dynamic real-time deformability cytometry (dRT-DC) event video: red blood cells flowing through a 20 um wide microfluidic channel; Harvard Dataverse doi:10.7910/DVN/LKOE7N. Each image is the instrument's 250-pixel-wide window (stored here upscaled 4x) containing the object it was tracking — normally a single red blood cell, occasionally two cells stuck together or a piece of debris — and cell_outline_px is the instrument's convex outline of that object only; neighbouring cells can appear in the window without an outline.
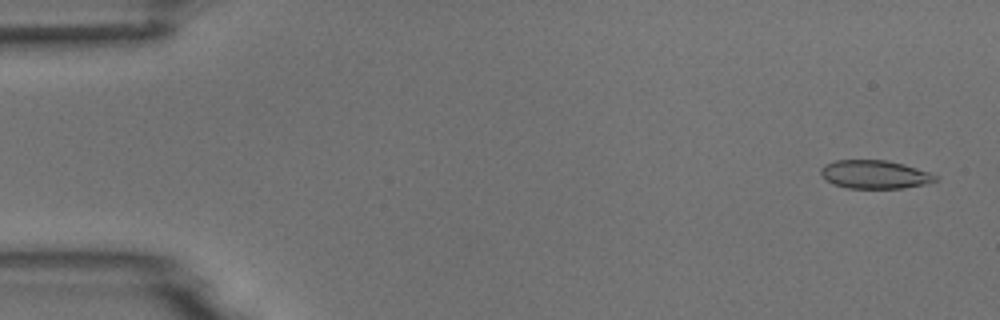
{"species": "common noctule bat (a hibernating species)", "species_latin": "Nyctalus noctula", "temperature_condition": "room temperature", "stored_images_in_passage": 55, "camera_frame_rate_fps": 3000, "um_per_image_px": 0.085, "animal": {"sex": "male", "body_mass_g": 18.8}, "frame": {"image": 1, "passage_image": 3, "time_ms": 0.667, "image_size_px": [1000, 320], "cell_outline_px": [[936, 180], [924, 184], [904, 188], [848, 188], [836, 184], [828, 180], [820, 172], [820, 168], [824, 164], [836, 160], [888, 160], [904, 164], [928, 172], [936, 176]], "centroid_in_image_um": [74.34, 14.81], "position_along_channel_um": 10.7, "area_um2": 18.67}}
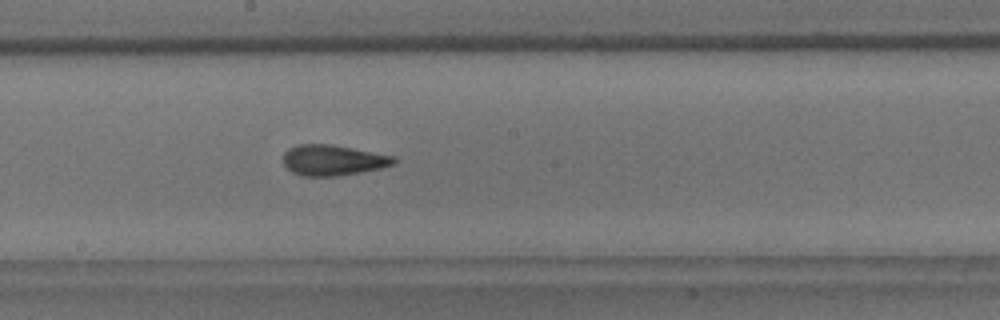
{"frame": {"image": 2, "passage_image": 30, "time_ms": 9.667, "image_size_px": [1000, 320], "cell_outline_px": [[396, 164], [380, 168], [360, 172], [336, 176], [300, 176], [292, 172], [284, 164], [284, 152], [288, 148], [296, 144], [332, 144], [396, 156]], "centroid_in_image_um": [28.31, 13.61], "position_along_channel_um": 219.9, "area_um2": 19.88}}
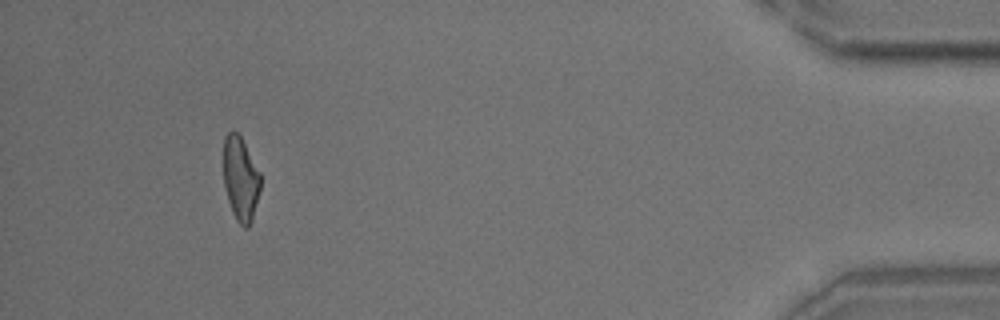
{"frame": {"image": 3, "passage_image": 51, "time_ms": 16.667, "image_size_px": [1000, 320], "cell_outline_px": [[260, 188], [252, 220], [248, 228], [244, 228], [236, 220], [232, 212], [228, 200], [224, 184], [224, 136], [232, 128], [240, 136], [260, 172]], "centroid_in_image_um": [20.44, 15.19], "position_along_channel_um": 414.8, "area_um2": 18.03}, "authors_computed_cell_mechanics": {"area_um2": 19.3052, "velocity_mm_per_s": 3.7182, "shape_relaxation_time_tau1_ms": 10.4528, "shape_relaxation_time_tau2_ms": 1.5156, "deformation_change_tau1": 0.2431, "deformation_change_tau2": 0.1033}}